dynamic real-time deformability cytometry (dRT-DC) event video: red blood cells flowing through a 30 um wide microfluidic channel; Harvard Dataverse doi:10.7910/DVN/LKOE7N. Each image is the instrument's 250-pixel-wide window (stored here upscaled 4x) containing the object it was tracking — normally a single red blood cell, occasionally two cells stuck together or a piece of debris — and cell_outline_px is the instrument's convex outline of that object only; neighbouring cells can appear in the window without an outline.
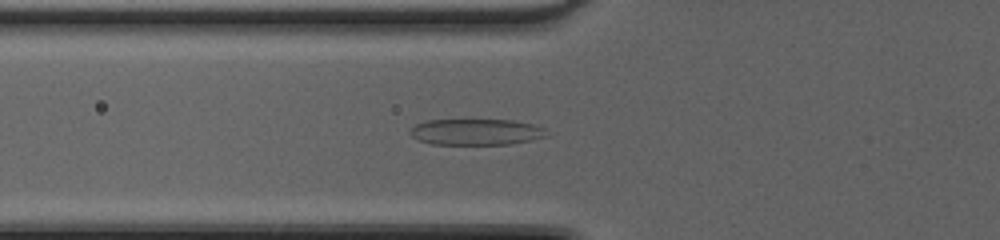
{"species": "common noctule bat (a hibernating species)", "species_latin": "Nyctalus noctula", "temperature_condition": "cold", "stored_images_in_passage": 43, "camera_frame_rate_fps": 3000, "um_per_image_px": 0.085, "animal": {"sex": "female", "body_mass_g": 20.0, "forearm_length_mm": 54.0}, "frame": {"image": 1, "passage_image": 14, "time_ms": 4.333, "image_size_px": [1000, 240], "cell_outline_px": [[548, 136], [532, 140], [508, 144], [432, 144], [420, 140], [412, 136], [408, 132], [416, 124], [428, 120], [512, 120], [536, 124], [544, 128]], "centroid_in_image_um": [40.5, 11.21], "position_along_channel_um": 85.3, "area_um2": 20.75}}
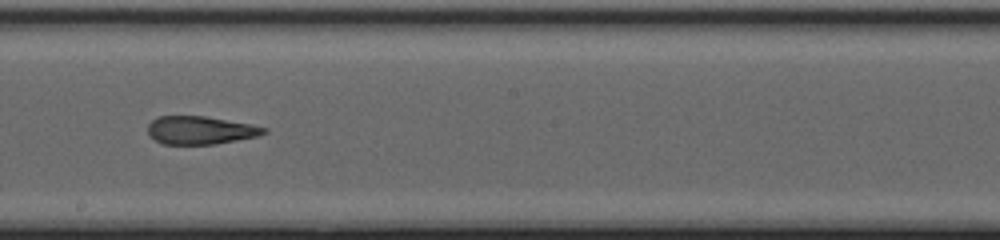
{"frame": {"image": 2, "passage_image": 24, "time_ms": 7.667, "image_size_px": [1000, 240], "cell_outline_px": [[268, 132], [260, 136], [216, 144], [164, 144], [156, 140], [148, 132], [148, 124], [152, 120], [160, 116], [204, 116], [252, 124], [268, 128]], "centroid_in_image_um": [17.09, 11.07], "position_along_channel_um": 231.1, "area_um2": 19.02}}
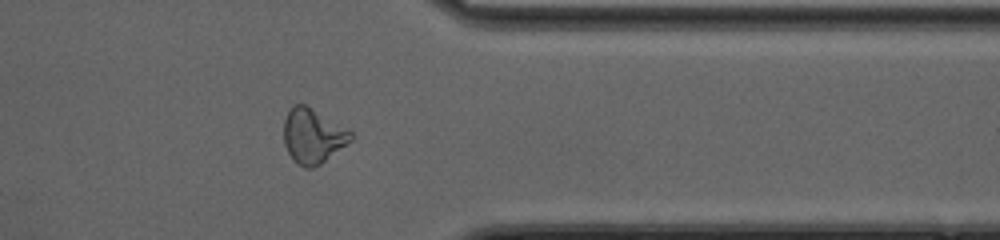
{"frame": {"image": 3, "passage_image": 35, "time_ms": 11.333, "image_size_px": [1000, 240], "cell_outline_px": [[352, 140], [320, 164], [312, 168], [304, 168], [296, 164], [292, 160], [284, 144], [284, 120], [292, 104], [304, 104], [348, 128], [352, 132]], "centroid_in_image_um": [26.57, 11.56], "position_along_channel_um": 384.8, "area_um2": 21.39}, "authors_computed_cell_mechanics": {"area_um2": 21.2126, "velocity_mm_per_s": 4.3493, "shape_relaxation_time_tau1_ms": null, "shape_relaxation_time_tau2_ms": 1.5869, "deformation_change_tau1": null, "deformation_change_tau2": 0.1149}}